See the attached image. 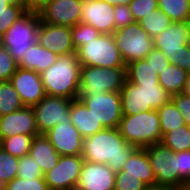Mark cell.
Listing matches in <instances>:
<instances>
[{
    "label": "cell",
    "instance_id": "obj_19",
    "mask_svg": "<svg viewBox=\"0 0 190 190\" xmlns=\"http://www.w3.org/2000/svg\"><path fill=\"white\" fill-rule=\"evenodd\" d=\"M60 156L82 155L83 137L70 123H60L44 134Z\"/></svg>",
    "mask_w": 190,
    "mask_h": 190
},
{
    "label": "cell",
    "instance_id": "obj_13",
    "mask_svg": "<svg viewBox=\"0 0 190 190\" xmlns=\"http://www.w3.org/2000/svg\"><path fill=\"white\" fill-rule=\"evenodd\" d=\"M84 159L81 155L60 156L58 163L44 174L49 190H75Z\"/></svg>",
    "mask_w": 190,
    "mask_h": 190
},
{
    "label": "cell",
    "instance_id": "obj_32",
    "mask_svg": "<svg viewBox=\"0 0 190 190\" xmlns=\"http://www.w3.org/2000/svg\"><path fill=\"white\" fill-rule=\"evenodd\" d=\"M32 135L17 134L0 140V147L14 157L21 158L29 154Z\"/></svg>",
    "mask_w": 190,
    "mask_h": 190
},
{
    "label": "cell",
    "instance_id": "obj_5",
    "mask_svg": "<svg viewBox=\"0 0 190 190\" xmlns=\"http://www.w3.org/2000/svg\"><path fill=\"white\" fill-rule=\"evenodd\" d=\"M189 39V22H172L169 27L153 38V42L154 47L168 57L171 65H177L190 72Z\"/></svg>",
    "mask_w": 190,
    "mask_h": 190
},
{
    "label": "cell",
    "instance_id": "obj_36",
    "mask_svg": "<svg viewBox=\"0 0 190 190\" xmlns=\"http://www.w3.org/2000/svg\"><path fill=\"white\" fill-rule=\"evenodd\" d=\"M5 190H49L44 178L22 179L15 177L6 183Z\"/></svg>",
    "mask_w": 190,
    "mask_h": 190
},
{
    "label": "cell",
    "instance_id": "obj_42",
    "mask_svg": "<svg viewBox=\"0 0 190 190\" xmlns=\"http://www.w3.org/2000/svg\"><path fill=\"white\" fill-rule=\"evenodd\" d=\"M145 60L155 72L159 75L164 69H166L170 64V60L163 52L157 48H153L151 52L146 56Z\"/></svg>",
    "mask_w": 190,
    "mask_h": 190
},
{
    "label": "cell",
    "instance_id": "obj_2",
    "mask_svg": "<svg viewBox=\"0 0 190 190\" xmlns=\"http://www.w3.org/2000/svg\"><path fill=\"white\" fill-rule=\"evenodd\" d=\"M46 95L78 99L81 65L77 53L61 55L47 70L40 73Z\"/></svg>",
    "mask_w": 190,
    "mask_h": 190
},
{
    "label": "cell",
    "instance_id": "obj_28",
    "mask_svg": "<svg viewBox=\"0 0 190 190\" xmlns=\"http://www.w3.org/2000/svg\"><path fill=\"white\" fill-rule=\"evenodd\" d=\"M158 8L172 22H186L190 20V1L188 0H158Z\"/></svg>",
    "mask_w": 190,
    "mask_h": 190
},
{
    "label": "cell",
    "instance_id": "obj_9",
    "mask_svg": "<svg viewBox=\"0 0 190 190\" xmlns=\"http://www.w3.org/2000/svg\"><path fill=\"white\" fill-rule=\"evenodd\" d=\"M112 35L126 66L131 62L145 59L154 48L153 38L136 21L115 30Z\"/></svg>",
    "mask_w": 190,
    "mask_h": 190
},
{
    "label": "cell",
    "instance_id": "obj_20",
    "mask_svg": "<svg viewBox=\"0 0 190 190\" xmlns=\"http://www.w3.org/2000/svg\"><path fill=\"white\" fill-rule=\"evenodd\" d=\"M17 134L39 135L32 107L24 106L16 112L0 117V140Z\"/></svg>",
    "mask_w": 190,
    "mask_h": 190
},
{
    "label": "cell",
    "instance_id": "obj_3",
    "mask_svg": "<svg viewBox=\"0 0 190 190\" xmlns=\"http://www.w3.org/2000/svg\"><path fill=\"white\" fill-rule=\"evenodd\" d=\"M118 129L125 141L136 148L161 143L163 137L157 110L123 115Z\"/></svg>",
    "mask_w": 190,
    "mask_h": 190
},
{
    "label": "cell",
    "instance_id": "obj_46",
    "mask_svg": "<svg viewBox=\"0 0 190 190\" xmlns=\"http://www.w3.org/2000/svg\"><path fill=\"white\" fill-rule=\"evenodd\" d=\"M112 6L126 5L128 6L132 0H103Z\"/></svg>",
    "mask_w": 190,
    "mask_h": 190
},
{
    "label": "cell",
    "instance_id": "obj_17",
    "mask_svg": "<svg viewBox=\"0 0 190 190\" xmlns=\"http://www.w3.org/2000/svg\"><path fill=\"white\" fill-rule=\"evenodd\" d=\"M114 6L103 0H82L81 22L97 29L101 34L115 31Z\"/></svg>",
    "mask_w": 190,
    "mask_h": 190
},
{
    "label": "cell",
    "instance_id": "obj_18",
    "mask_svg": "<svg viewBox=\"0 0 190 190\" xmlns=\"http://www.w3.org/2000/svg\"><path fill=\"white\" fill-rule=\"evenodd\" d=\"M115 176L106 164L84 160L75 190H114Z\"/></svg>",
    "mask_w": 190,
    "mask_h": 190
},
{
    "label": "cell",
    "instance_id": "obj_48",
    "mask_svg": "<svg viewBox=\"0 0 190 190\" xmlns=\"http://www.w3.org/2000/svg\"><path fill=\"white\" fill-rule=\"evenodd\" d=\"M144 190H173V188L162 185L147 186Z\"/></svg>",
    "mask_w": 190,
    "mask_h": 190
},
{
    "label": "cell",
    "instance_id": "obj_50",
    "mask_svg": "<svg viewBox=\"0 0 190 190\" xmlns=\"http://www.w3.org/2000/svg\"><path fill=\"white\" fill-rule=\"evenodd\" d=\"M173 190H190V181L183 182L177 187H174Z\"/></svg>",
    "mask_w": 190,
    "mask_h": 190
},
{
    "label": "cell",
    "instance_id": "obj_25",
    "mask_svg": "<svg viewBox=\"0 0 190 190\" xmlns=\"http://www.w3.org/2000/svg\"><path fill=\"white\" fill-rule=\"evenodd\" d=\"M188 72L177 65H169L159 74V84L171 96L183 92Z\"/></svg>",
    "mask_w": 190,
    "mask_h": 190
},
{
    "label": "cell",
    "instance_id": "obj_12",
    "mask_svg": "<svg viewBox=\"0 0 190 190\" xmlns=\"http://www.w3.org/2000/svg\"><path fill=\"white\" fill-rule=\"evenodd\" d=\"M150 160L156 185L178 186L177 153L162 143H156L145 148Z\"/></svg>",
    "mask_w": 190,
    "mask_h": 190
},
{
    "label": "cell",
    "instance_id": "obj_35",
    "mask_svg": "<svg viewBox=\"0 0 190 190\" xmlns=\"http://www.w3.org/2000/svg\"><path fill=\"white\" fill-rule=\"evenodd\" d=\"M17 177L22 179L44 178L41 167L29 154L19 158Z\"/></svg>",
    "mask_w": 190,
    "mask_h": 190
},
{
    "label": "cell",
    "instance_id": "obj_8",
    "mask_svg": "<svg viewBox=\"0 0 190 190\" xmlns=\"http://www.w3.org/2000/svg\"><path fill=\"white\" fill-rule=\"evenodd\" d=\"M127 80V67L81 66L79 95L120 92Z\"/></svg>",
    "mask_w": 190,
    "mask_h": 190
},
{
    "label": "cell",
    "instance_id": "obj_52",
    "mask_svg": "<svg viewBox=\"0 0 190 190\" xmlns=\"http://www.w3.org/2000/svg\"><path fill=\"white\" fill-rule=\"evenodd\" d=\"M6 183L0 178V190H5Z\"/></svg>",
    "mask_w": 190,
    "mask_h": 190
},
{
    "label": "cell",
    "instance_id": "obj_40",
    "mask_svg": "<svg viewBox=\"0 0 190 190\" xmlns=\"http://www.w3.org/2000/svg\"><path fill=\"white\" fill-rule=\"evenodd\" d=\"M25 11L18 6L10 5V12H0V37L21 17Z\"/></svg>",
    "mask_w": 190,
    "mask_h": 190
},
{
    "label": "cell",
    "instance_id": "obj_33",
    "mask_svg": "<svg viewBox=\"0 0 190 190\" xmlns=\"http://www.w3.org/2000/svg\"><path fill=\"white\" fill-rule=\"evenodd\" d=\"M100 34L97 29L83 22L71 27L72 42L75 50L88 44L90 40L97 38Z\"/></svg>",
    "mask_w": 190,
    "mask_h": 190
},
{
    "label": "cell",
    "instance_id": "obj_41",
    "mask_svg": "<svg viewBox=\"0 0 190 190\" xmlns=\"http://www.w3.org/2000/svg\"><path fill=\"white\" fill-rule=\"evenodd\" d=\"M178 186L190 181V150L177 152Z\"/></svg>",
    "mask_w": 190,
    "mask_h": 190
},
{
    "label": "cell",
    "instance_id": "obj_22",
    "mask_svg": "<svg viewBox=\"0 0 190 190\" xmlns=\"http://www.w3.org/2000/svg\"><path fill=\"white\" fill-rule=\"evenodd\" d=\"M57 57L54 52L44 48L36 41L26 50L21 60L17 63V67L34 70L40 74L52 66Z\"/></svg>",
    "mask_w": 190,
    "mask_h": 190
},
{
    "label": "cell",
    "instance_id": "obj_37",
    "mask_svg": "<svg viewBox=\"0 0 190 190\" xmlns=\"http://www.w3.org/2000/svg\"><path fill=\"white\" fill-rule=\"evenodd\" d=\"M146 187L138 176L124 175V170L116 172L114 190H144Z\"/></svg>",
    "mask_w": 190,
    "mask_h": 190
},
{
    "label": "cell",
    "instance_id": "obj_29",
    "mask_svg": "<svg viewBox=\"0 0 190 190\" xmlns=\"http://www.w3.org/2000/svg\"><path fill=\"white\" fill-rule=\"evenodd\" d=\"M172 20L159 8L151 10V13L142 17L139 21L140 26L154 38L158 36L162 31L169 27Z\"/></svg>",
    "mask_w": 190,
    "mask_h": 190
},
{
    "label": "cell",
    "instance_id": "obj_43",
    "mask_svg": "<svg viewBox=\"0 0 190 190\" xmlns=\"http://www.w3.org/2000/svg\"><path fill=\"white\" fill-rule=\"evenodd\" d=\"M114 20H115V30L126 27L130 23L135 22L132 12L129 6L118 5L114 6Z\"/></svg>",
    "mask_w": 190,
    "mask_h": 190
},
{
    "label": "cell",
    "instance_id": "obj_30",
    "mask_svg": "<svg viewBox=\"0 0 190 190\" xmlns=\"http://www.w3.org/2000/svg\"><path fill=\"white\" fill-rule=\"evenodd\" d=\"M19 94L10 81H0V114L7 115L23 108Z\"/></svg>",
    "mask_w": 190,
    "mask_h": 190
},
{
    "label": "cell",
    "instance_id": "obj_16",
    "mask_svg": "<svg viewBox=\"0 0 190 190\" xmlns=\"http://www.w3.org/2000/svg\"><path fill=\"white\" fill-rule=\"evenodd\" d=\"M37 42L57 56L76 52L72 42L71 27L68 26L51 25L41 20Z\"/></svg>",
    "mask_w": 190,
    "mask_h": 190
},
{
    "label": "cell",
    "instance_id": "obj_1",
    "mask_svg": "<svg viewBox=\"0 0 190 190\" xmlns=\"http://www.w3.org/2000/svg\"><path fill=\"white\" fill-rule=\"evenodd\" d=\"M135 149L125 141L118 128H105L83 138L81 156L88 162L106 164L116 173L123 169Z\"/></svg>",
    "mask_w": 190,
    "mask_h": 190
},
{
    "label": "cell",
    "instance_id": "obj_7",
    "mask_svg": "<svg viewBox=\"0 0 190 190\" xmlns=\"http://www.w3.org/2000/svg\"><path fill=\"white\" fill-rule=\"evenodd\" d=\"M76 53L81 66L126 67L112 34H100L88 44L80 46Z\"/></svg>",
    "mask_w": 190,
    "mask_h": 190
},
{
    "label": "cell",
    "instance_id": "obj_49",
    "mask_svg": "<svg viewBox=\"0 0 190 190\" xmlns=\"http://www.w3.org/2000/svg\"><path fill=\"white\" fill-rule=\"evenodd\" d=\"M0 12H10V4L6 0H0Z\"/></svg>",
    "mask_w": 190,
    "mask_h": 190
},
{
    "label": "cell",
    "instance_id": "obj_23",
    "mask_svg": "<svg viewBox=\"0 0 190 190\" xmlns=\"http://www.w3.org/2000/svg\"><path fill=\"white\" fill-rule=\"evenodd\" d=\"M124 175L138 176L147 186L156 185L149 157L145 148H136L127 159Z\"/></svg>",
    "mask_w": 190,
    "mask_h": 190
},
{
    "label": "cell",
    "instance_id": "obj_10",
    "mask_svg": "<svg viewBox=\"0 0 190 190\" xmlns=\"http://www.w3.org/2000/svg\"><path fill=\"white\" fill-rule=\"evenodd\" d=\"M80 99L104 128H118L122 119L120 92L79 95Z\"/></svg>",
    "mask_w": 190,
    "mask_h": 190
},
{
    "label": "cell",
    "instance_id": "obj_34",
    "mask_svg": "<svg viewBox=\"0 0 190 190\" xmlns=\"http://www.w3.org/2000/svg\"><path fill=\"white\" fill-rule=\"evenodd\" d=\"M19 158L5 152L0 147V178L8 183L17 177Z\"/></svg>",
    "mask_w": 190,
    "mask_h": 190
},
{
    "label": "cell",
    "instance_id": "obj_15",
    "mask_svg": "<svg viewBox=\"0 0 190 190\" xmlns=\"http://www.w3.org/2000/svg\"><path fill=\"white\" fill-rule=\"evenodd\" d=\"M9 81L24 106L33 107L46 96L40 74L34 70L18 67Z\"/></svg>",
    "mask_w": 190,
    "mask_h": 190
},
{
    "label": "cell",
    "instance_id": "obj_39",
    "mask_svg": "<svg viewBox=\"0 0 190 190\" xmlns=\"http://www.w3.org/2000/svg\"><path fill=\"white\" fill-rule=\"evenodd\" d=\"M128 6L134 21L139 22L151 10L158 9V0H132Z\"/></svg>",
    "mask_w": 190,
    "mask_h": 190
},
{
    "label": "cell",
    "instance_id": "obj_27",
    "mask_svg": "<svg viewBox=\"0 0 190 190\" xmlns=\"http://www.w3.org/2000/svg\"><path fill=\"white\" fill-rule=\"evenodd\" d=\"M162 136L176 128L186 125L183 114L178 110L175 103L170 100L158 110Z\"/></svg>",
    "mask_w": 190,
    "mask_h": 190
},
{
    "label": "cell",
    "instance_id": "obj_44",
    "mask_svg": "<svg viewBox=\"0 0 190 190\" xmlns=\"http://www.w3.org/2000/svg\"><path fill=\"white\" fill-rule=\"evenodd\" d=\"M171 100L178 110L183 114L186 125L190 127V98L183 93L172 95Z\"/></svg>",
    "mask_w": 190,
    "mask_h": 190
},
{
    "label": "cell",
    "instance_id": "obj_14",
    "mask_svg": "<svg viewBox=\"0 0 190 190\" xmlns=\"http://www.w3.org/2000/svg\"><path fill=\"white\" fill-rule=\"evenodd\" d=\"M82 0H45L37 11L43 22L73 27L81 22Z\"/></svg>",
    "mask_w": 190,
    "mask_h": 190
},
{
    "label": "cell",
    "instance_id": "obj_4",
    "mask_svg": "<svg viewBox=\"0 0 190 190\" xmlns=\"http://www.w3.org/2000/svg\"><path fill=\"white\" fill-rule=\"evenodd\" d=\"M123 115H133L142 111L158 110L168 103L172 96L160 84L137 85L128 80L120 90Z\"/></svg>",
    "mask_w": 190,
    "mask_h": 190
},
{
    "label": "cell",
    "instance_id": "obj_47",
    "mask_svg": "<svg viewBox=\"0 0 190 190\" xmlns=\"http://www.w3.org/2000/svg\"><path fill=\"white\" fill-rule=\"evenodd\" d=\"M182 93L190 98V72H188V74H187L185 87H184Z\"/></svg>",
    "mask_w": 190,
    "mask_h": 190
},
{
    "label": "cell",
    "instance_id": "obj_26",
    "mask_svg": "<svg viewBox=\"0 0 190 190\" xmlns=\"http://www.w3.org/2000/svg\"><path fill=\"white\" fill-rule=\"evenodd\" d=\"M126 67L129 82L137 85L159 84V75L145 59L131 62Z\"/></svg>",
    "mask_w": 190,
    "mask_h": 190
},
{
    "label": "cell",
    "instance_id": "obj_21",
    "mask_svg": "<svg viewBox=\"0 0 190 190\" xmlns=\"http://www.w3.org/2000/svg\"><path fill=\"white\" fill-rule=\"evenodd\" d=\"M70 119L83 138L105 129L80 99L72 100Z\"/></svg>",
    "mask_w": 190,
    "mask_h": 190
},
{
    "label": "cell",
    "instance_id": "obj_24",
    "mask_svg": "<svg viewBox=\"0 0 190 190\" xmlns=\"http://www.w3.org/2000/svg\"><path fill=\"white\" fill-rule=\"evenodd\" d=\"M29 155L35 159L44 174L50 171L60 158V155L44 134L33 137Z\"/></svg>",
    "mask_w": 190,
    "mask_h": 190
},
{
    "label": "cell",
    "instance_id": "obj_51",
    "mask_svg": "<svg viewBox=\"0 0 190 190\" xmlns=\"http://www.w3.org/2000/svg\"><path fill=\"white\" fill-rule=\"evenodd\" d=\"M35 9H37L45 0H27Z\"/></svg>",
    "mask_w": 190,
    "mask_h": 190
},
{
    "label": "cell",
    "instance_id": "obj_11",
    "mask_svg": "<svg viewBox=\"0 0 190 190\" xmlns=\"http://www.w3.org/2000/svg\"><path fill=\"white\" fill-rule=\"evenodd\" d=\"M72 99L46 95L33 106L39 134H45L60 123H70Z\"/></svg>",
    "mask_w": 190,
    "mask_h": 190
},
{
    "label": "cell",
    "instance_id": "obj_6",
    "mask_svg": "<svg viewBox=\"0 0 190 190\" xmlns=\"http://www.w3.org/2000/svg\"><path fill=\"white\" fill-rule=\"evenodd\" d=\"M41 22L37 9L26 11L0 37V42L18 63L24 53L37 41V32Z\"/></svg>",
    "mask_w": 190,
    "mask_h": 190
},
{
    "label": "cell",
    "instance_id": "obj_31",
    "mask_svg": "<svg viewBox=\"0 0 190 190\" xmlns=\"http://www.w3.org/2000/svg\"><path fill=\"white\" fill-rule=\"evenodd\" d=\"M161 143L175 153L190 150V127L184 125L165 133Z\"/></svg>",
    "mask_w": 190,
    "mask_h": 190
},
{
    "label": "cell",
    "instance_id": "obj_45",
    "mask_svg": "<svg viewBox=\"0 0 190 190\" xmlns=\"http://www.w3.org/2000/svg\"><path fill=\"white\" fill-rule=\"evenodd\" d=\"M10 5L21 7L25 12L35 9L27 0H6Z\"/></svg>",
    "mask_w": 190,
    "mask_h": 190
},
{
    "label": "cell",
    "instance_id": "obj_38",
    "mask_svg": "<svg viewBox=\"0 0 190 190\" xmlns=\"http://www.w3.org/2000/svg\"><path fill=\"white\" fill-rule=\"evenodd\" d=\"M17 68L14 58L0 42V81H9Z\"/></svg>",
    "mask_w": 190,
    "mask_h": 190
}]
</instances>
